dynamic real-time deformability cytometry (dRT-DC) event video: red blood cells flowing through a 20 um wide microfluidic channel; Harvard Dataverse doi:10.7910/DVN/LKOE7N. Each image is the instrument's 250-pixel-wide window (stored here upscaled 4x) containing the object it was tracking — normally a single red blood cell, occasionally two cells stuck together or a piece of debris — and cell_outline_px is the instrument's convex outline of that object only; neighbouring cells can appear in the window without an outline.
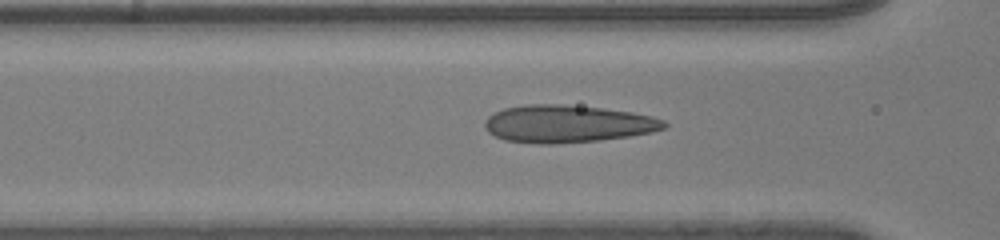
{"species": "human", "species_latin": "Homo sapiens", "temperature_condition": "room temperature", "stored_images_in_passage": 47, "camera_frame_rate_fps": 3000, "um_per_image_px": 0.085, "donor": {"sex": "male"}, "frame": {"image": 1, "passage_image": 25, "time_ms": 8.0, "image_size_px": [1000, 240], "cell_outline_px": [[668, 124], [664, 128], [652, 132], [628, 136], [596, 140], [556, 144], [540, 144], [504, 140], [488, 132], [484, 128], [484, 120], [488, 116], [504, 108], [524, 104], [564, 104], [604, 108], [632, 112], [652, 116], [664, 120]], "centroid_in_image_um": [48.21, 10.52], "position_along_channel_um": 118.4, "area_um2": 39.3}}
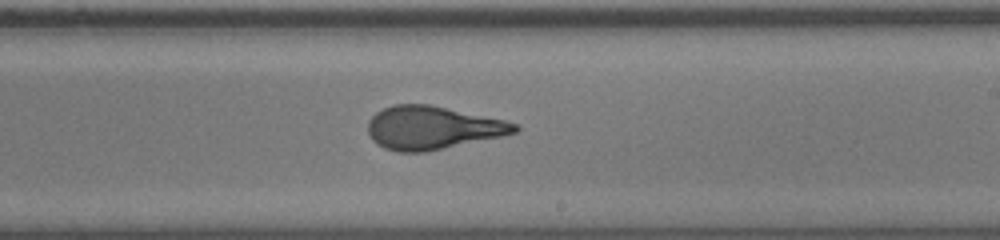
{"frame": {"image": 2, "passage_image": 35, "time_ms": 11.333, "image_size_px": [1000, 240], "cell_outline_px": [[520, 128], [516, 132], [500, 136], [424, 152], [400, 152], [384, 148], [376, 144], [372, 140], [368, 132], [368, 120], [376, 112], [392, 104], [428, 104], [504, 120], [516, 124]], "centroid_in_image_um": [36.69, 10.85], "position_along_channel_um": 252.3, "area_um2": 36.53}}
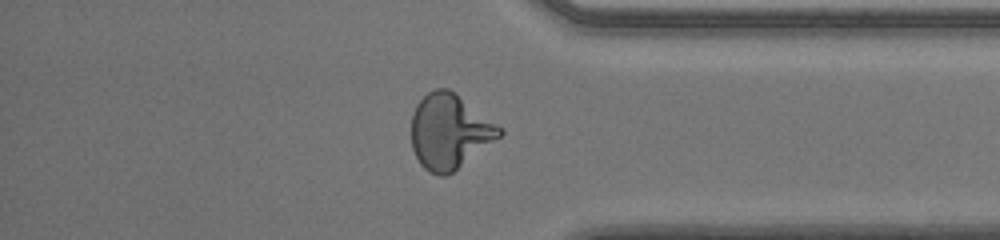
{"frame": {"image": 3, "passage_image": 46, "time_ms": 15.0, "image_size_px": [1000, 240], "cell_outline_px": [[504, 132], [500, 136], [452, 172], [444, 176], [440, 176], [428, 172], [420, 164], [412, 148], [412, 112], [416, 104], [428, 92], [436, 88], [448, 88], [456, 92], [504, 128]], "centroid_in_image_um": [38.21, 11.14], "position_along_channel_um": 397.0, "area_um2": 38.44}}